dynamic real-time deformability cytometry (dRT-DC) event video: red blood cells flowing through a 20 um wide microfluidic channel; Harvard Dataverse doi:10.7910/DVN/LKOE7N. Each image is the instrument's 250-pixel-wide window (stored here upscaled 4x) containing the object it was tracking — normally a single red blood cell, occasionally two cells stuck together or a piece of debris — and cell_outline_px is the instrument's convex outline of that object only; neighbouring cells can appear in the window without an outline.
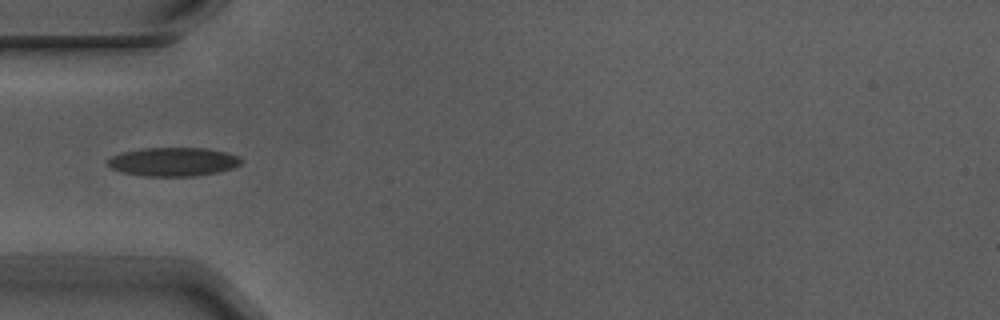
{"species": "Egyptian fruit bat (a non-hibernating species)", "species_latin": "Rousettus aegyptiacus", "temperature_condition": "warm", "stored_images_in_passage": 7, "camera_frame_rate_fps": 3000, "um_per_image_px": 0.085, "animal": {"sex": "male"}, "frame": {"image": 1, "passage_image": 5, "time_ms": 1.333, "image_size_px": [1000, 320], "cell_outline_px": [[244, 160], [240, 164], [232, 168], [216, 172], [196, 176], [144, 176], [120, 172], [112, 168], [108, 164], [108, 160], [112, 156], [124, 152], [144, 148], [208, 148], [228, 152], [240, 156]], "centroid_in_image_um": [14.78, 13.75], "position_along_channel_um": 70.2, "area_um2": 22.37}}
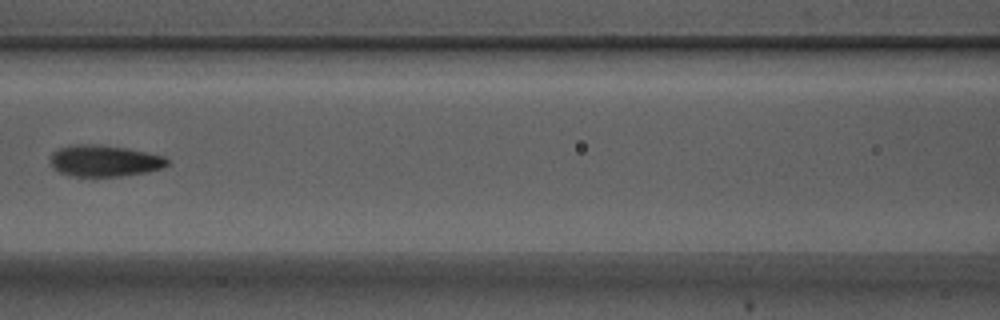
{"frame": {"image": 2, "passage_image": 7, "time_ms": 2.0, "image_size_px": [1000, 320], "cell_outline_px": [[168, 164], [160, 168], [148, 172], [120, 176], [72, 176], [60, 172], [52, 168], [52, 152], [60, 148], [76, 144], [96, 144], [128, 148], [164, 156], [168, 160]], "centroid_in_image_um": [8.88, 13.67], "position_along_channel_um": 157.7, "area_um2": 21.27}}